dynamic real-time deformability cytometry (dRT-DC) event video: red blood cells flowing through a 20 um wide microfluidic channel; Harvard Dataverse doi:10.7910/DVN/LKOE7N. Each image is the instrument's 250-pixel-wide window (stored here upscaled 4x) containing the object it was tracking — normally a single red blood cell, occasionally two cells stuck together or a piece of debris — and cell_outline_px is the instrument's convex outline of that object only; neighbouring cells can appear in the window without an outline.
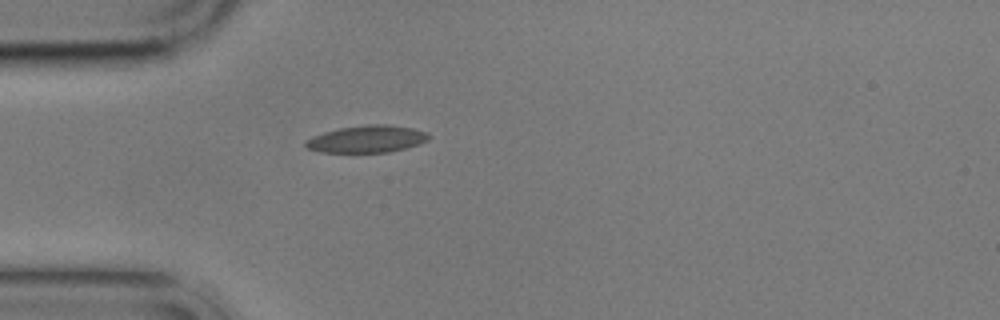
{"species": "common noctule bat (a hibernating species)", "species_latin": "Nyctalus noctula", "temperature_condition": "cold", "stored_images_in_passage": 1, "camera_frame_rate_fps": 3000, "um_per_image_px": 0.085, "animal": {"sex": "male", "body_mass_g": 17.9}, "frame": {"image": 1, "passage_image": 1, "time_ms": 0.0, "image_size_px": [1000, 320], "cell_outline_px": [[428, 140], [420, 144], [388, 152], [320, 152], [308, 148], [304, 144], [304, 140], [312, 136], [324, 132], [340, 128], [368, 124], [388, 124], [412, 128], [428, 132]], "centroid_in_image_um": [31.17, 11.81], "position_along_channel_um": 53.8, "area_um2": 19.42}}